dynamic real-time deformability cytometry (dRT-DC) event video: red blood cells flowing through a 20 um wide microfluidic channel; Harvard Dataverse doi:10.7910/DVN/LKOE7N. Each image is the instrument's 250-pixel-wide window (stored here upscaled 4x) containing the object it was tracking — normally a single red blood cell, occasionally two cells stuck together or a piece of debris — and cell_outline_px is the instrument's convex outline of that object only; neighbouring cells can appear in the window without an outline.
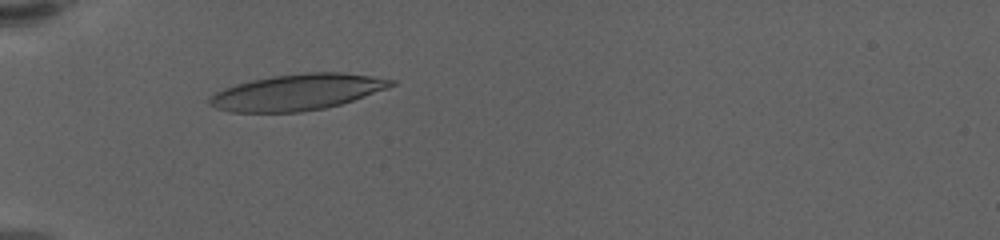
{"species": "human", "species_latin": "Homo sapiens", "temperature_condition": "warm", "stored_images_in_passage": 53, "camera_frame_rate_fps": 3000, "um_per_image_px": 0.085, "donor": {"sex": "female"}, "frame": {"image": 1, "passage_image": 17, "time_ms": 5.333, "image_size_px": [1000, 240], "cell_outline_px": [[396, 84], [388, 88], [340, 104], [324, 108], [300, 112], [232, 112], [216, 108], [208, 104], [208, 100], [216, 92], [224, 88], [236, 84], [252, 80], [272, 76], [304, 72], [344, 72], [372, 76], [396, 80]], "centroid_in_image_um": [25.27, 7.82], "position_along_channel_um": 59.7, "area_um2": 38.09}}
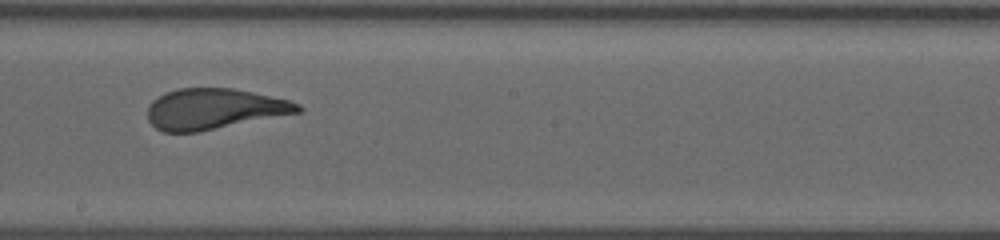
{"frame": {"image": 2, "passage_image": 33, "time_ms": 10.667, "image_size_px": [1000, 240], "cell_outline_px": [[304, 108], [300, 112], [196, 132], [164, 132], [156, 128], [148, 120], [148, 104], [152, 100], [164, 92], [176, 88], [232, 88], [252, 92], [288, 100], [300, 104]], "centroid_in_image_um": [18.16, 9.25], "position_along_channel_um": 230.0, "area_um2": 35.49}}
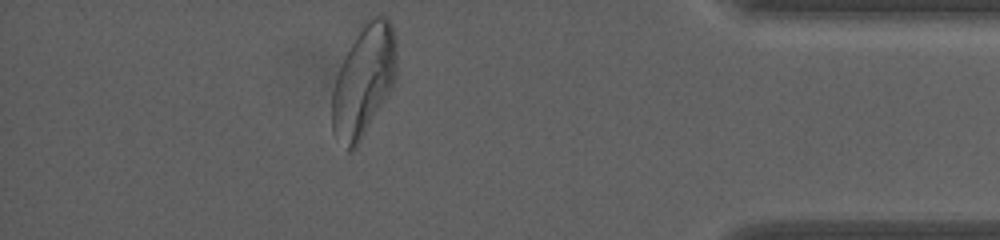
{"frame": {"image": 3, "passage_image": 51, "time_ms": 16.667, "image_size_px": [1000, 240], "cell_outline_px": [[396, 80], [392, 88], [356, 148], [352, 152], [348, 152], [332, 132], [332, 88], [336, 76], [344, 56], [364, 20], [372, 16], [384, 16], [392, 24], [396, 36]], "centroid_in_image_um": [30.91, 6.85], "position_along_channel_um": 404.3, "area_um2": 42.14}, "authors_computed_cell_mechanics": {"area_um2": 36.5296, "velocity_mm_per_s": 3.4332, "shape_relaxation_time_tau1_ms": 4.4405, "shape_relaxation_time_tau2_ms": null, "deformation_change_tau1": 0.2291, "deformation_change_tau2": null}}